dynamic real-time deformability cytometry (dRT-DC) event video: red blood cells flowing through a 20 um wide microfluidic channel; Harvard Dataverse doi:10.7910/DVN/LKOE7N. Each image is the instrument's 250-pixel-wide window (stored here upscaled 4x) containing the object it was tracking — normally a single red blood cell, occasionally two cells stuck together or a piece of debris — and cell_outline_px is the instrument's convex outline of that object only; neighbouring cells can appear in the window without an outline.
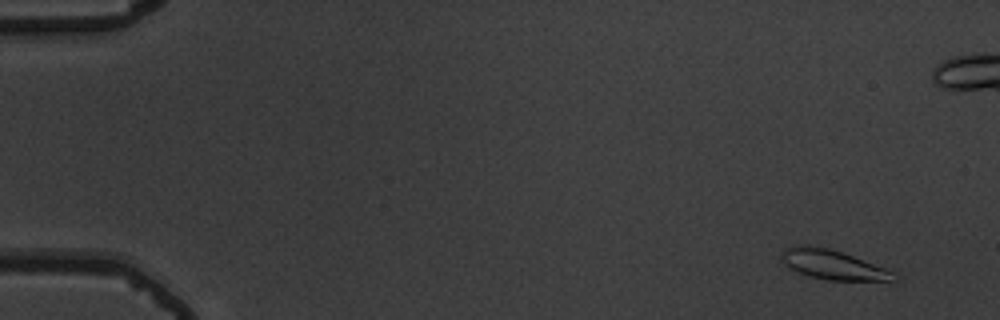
{"species": "common noctule bat (a hibernating species)", "species_latin": "Nyctalus noctula", "temperature_condition": "warm", "stored_images_in_passage": 53, "camera_frame_rate_fps": 3000, "um_per_image_px": 0.085, "animal": {"sex": "male", "body_mass_g": 19.5, "forearm_length_mm": 54.6}, "frame": {"image": 1, "passage_image": 3, "time_ms": 0.667, "image_size_px": [1000, 320], "cell_outline_px": [[900, 280], [828, 280], [808, 276], [796, 272], [788, 268], [780, 256], [780, 252], [788, 248], [808, 244], [828, 248], [852, 256], [884, 268], [900, 276]], "centroid_in_image_um": [70.76, 22.51], "position_along_channel_um": 14.2, "area_um2": 19.07}}
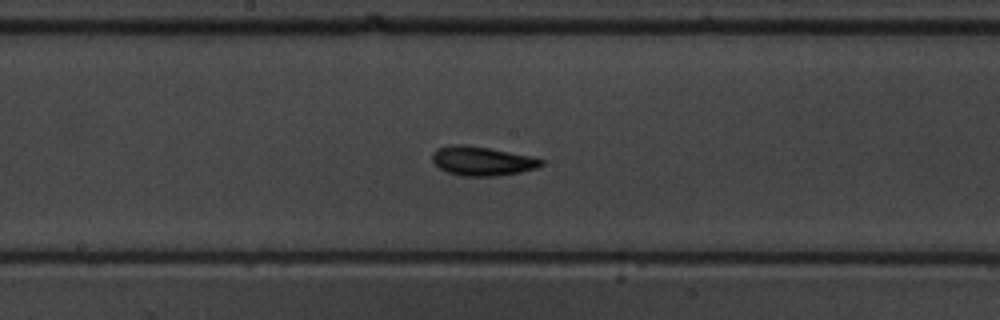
{"frame": {"image": 2, "passage_image": 29, "time_ms": 9.333, "image_size_px": [1000, 320], "cell_outline_px": [[544, 164], [536, 168], [520, 172], [496, 176], [460, 176], [448, 172], [440, 168], [432, 160], [432, 156], [436, 148], [448, 144], [464, 144], [488, 148], [532, 156], [544, 160]], "centroid_in_image_um": [40.97, 13.68], "position_along_channel_um": 207.2, "area_um2": 18.55}}
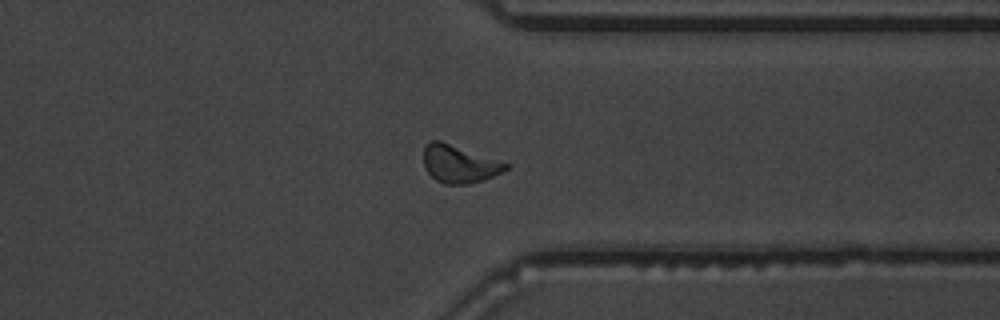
{"frame": {"image": 3, "passage_image": 42, "time_ms": 13.667, "image_size_px": [1000, 320], "cell_outline_px": [[508, 168], [504, 172], [468, 184], [444, 184], [436, 180], [424, 168], [424, 148], [432, 140], [440, 140], [508, 164]], "centroid_in_image_um": [39.0, 13.94], "position_along_channel_um": 372.4, "area_um2": 17.63}, "authors_computed_cell_mechanics": {"area_um2": 17.8602, "velocity_mm_per_s": 3.8231, "shape_relaxation_time_tau1_ms": 3.3526, "shape_relaxation_time_tau2_ms": 3.3337, "deformation_change_tau1": 0.1243, "deformation_change_tau2": 0.1201}}